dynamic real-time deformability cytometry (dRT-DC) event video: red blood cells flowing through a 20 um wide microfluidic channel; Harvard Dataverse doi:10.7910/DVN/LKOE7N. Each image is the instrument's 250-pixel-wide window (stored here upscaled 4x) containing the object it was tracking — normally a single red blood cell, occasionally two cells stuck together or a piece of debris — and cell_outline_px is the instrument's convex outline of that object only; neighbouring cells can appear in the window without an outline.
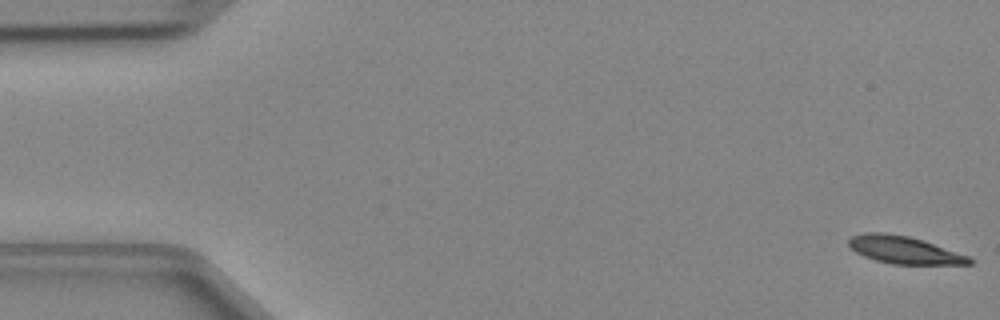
{"species": "Egyptian fruit bat (a non-hibernating species)", "species_latin": "Rousettus aegyptiacus", "temperature_condition": "cold", "stored_images_in_passage": 47, "camera_frame_rate_fps": 3000, "um_per_image_px": 0.085, "animal": {"sex": "female"}, "frame": {"image": 1, "passage_image": 1, "time_ms": 0.0, "image_size_px": [1000, 320], "cell_outline_px": [[972, 264], [892, 264], [876, 260], [864, 256], [856, 252], [848, 244], [848, 240], [852, 236], [864, 232], [884, 232], [908, 236], [924, 240], [968, 256], [972, 260]], "centroid_in_image_um": [76.83, 21.23], "position_along_channel_um": 8.2, "area_um2": 19.19}}
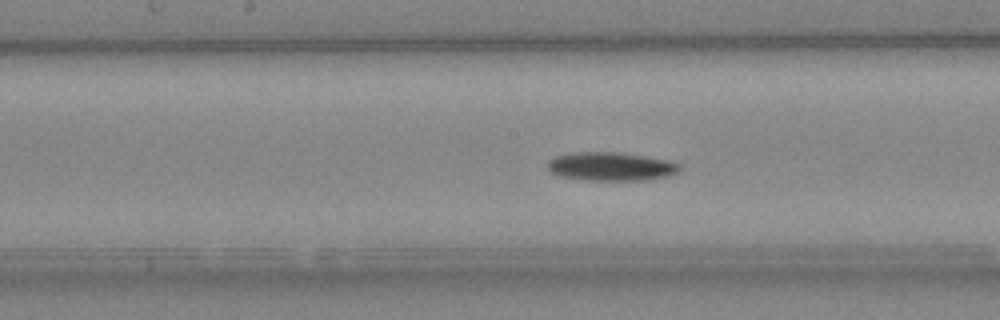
{"frame": {"image": 2, "passage_image": 24, "time_ms": 7.667, "image_size_px": [1000, 320], "cell_outline_px": [[680, 172], [668, 176], [652, 180], [584, 180], [560, 176], [552, 172], [548, 168], [548, 160], [556, 156], [572, 152], [620, 152], [668, 160], [680, 164]], "centroid_in_image_um": [51.96, 14.15], "position_along_channel_um": 196.2, "area_um2": 22.14}}
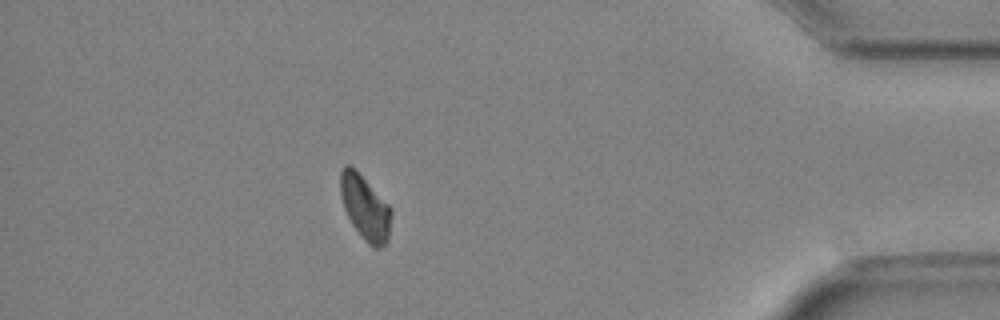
{"frame": {"image": 3, "passage_image": 42, "time_ms": 13.667, "image_size_px": [1000, 320], "cell_outline_px": [[392, 212], [388, 240], [380, 248], [372, 248], [368, 244], [352, 224], [344, 208], [340, 196], [340, 172], [344, 164], [348, 164], [356, 168], [392, 208]], "centroid_in_image_um": [31.03, 17.61], "position_along_channel_um": 404.2, "area_um2": 19.36}}